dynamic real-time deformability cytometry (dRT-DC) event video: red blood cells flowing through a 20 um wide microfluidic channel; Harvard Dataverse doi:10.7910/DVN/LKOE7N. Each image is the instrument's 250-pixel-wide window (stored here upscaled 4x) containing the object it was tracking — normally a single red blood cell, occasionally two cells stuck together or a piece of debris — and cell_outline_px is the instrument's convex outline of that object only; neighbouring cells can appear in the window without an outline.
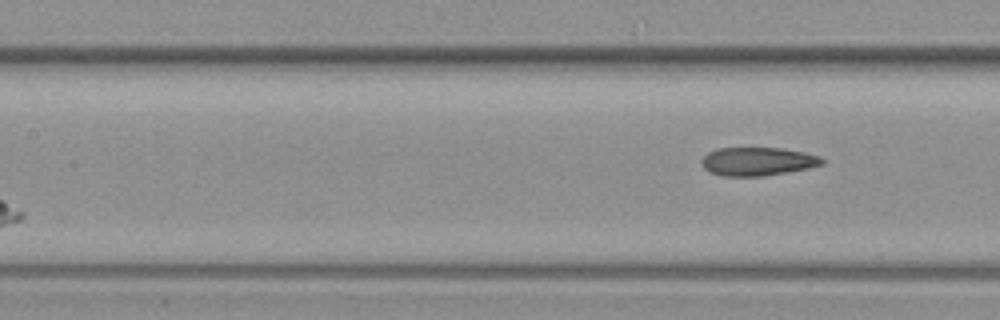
{"species": "common noctule bat (a hibernating species)", "species_latin": "Nyctalus noctula", "temperature_condition": "warm", "stored_images_in_passage": 11, "camera_frame_rate_fps": 3000, "um_per_image_px": 0.085, "animal": {"sex": "female", "body_mass_g": 19.3, "forearm_length_mm": 54.1}, "frame": {"image": 1, "passage_image": 11, "time_ms": 3.333, "image_size_px": [1000, 320], "cell_outline_px": [[824, 164], [808, 168], [764, 176], [724, 176], [712, 172], [704, 168], [700, 160], [708, 152], [716, 148], [780, 148], [804, 152], [820, 156], [824, 160]], "centroid_in_image_um": [64.4, 13.71], "position_along_channel_um": 143.0, "area_um2": 19.88}}